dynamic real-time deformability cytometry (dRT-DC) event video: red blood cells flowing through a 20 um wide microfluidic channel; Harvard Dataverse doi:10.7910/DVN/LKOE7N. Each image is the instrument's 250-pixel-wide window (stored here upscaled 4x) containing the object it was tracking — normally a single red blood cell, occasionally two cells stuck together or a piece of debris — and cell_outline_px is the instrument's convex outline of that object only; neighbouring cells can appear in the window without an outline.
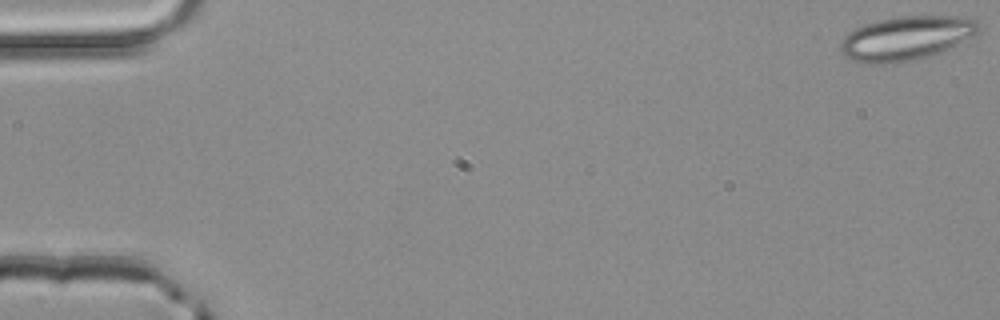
{"species": "common noctule bat (a hibernating species)", "species_latin": "Nyctalus noctula", "temperature_condition": "room temperature", "stored_images_in_passage": 52, "camera_frame_rate_fps": 3000, "um_per_image_px": 0.085, "animal": {"sex": "male", "body_mass_g": 20.4}, "frame": {"image": 1, "passage_image": 1, "time_ms": 0.0, "image_size_px": [1000, 320], "cell_outline_px": [[980, 28], [976, 32], [956, 44], [940, 52], [928, 56], [908, 60], [884, 64], [876, 64], [852, 60], [844, 56], [840, 52], [840, 44], [844, 36], [856, 28], [880, 20], [896, 16], [956, 16], [980, 20]], "centroid_in_image_um": [77.0, 3.23], "position_along_channel_um": 8.0, "area_um2": 34.85}}
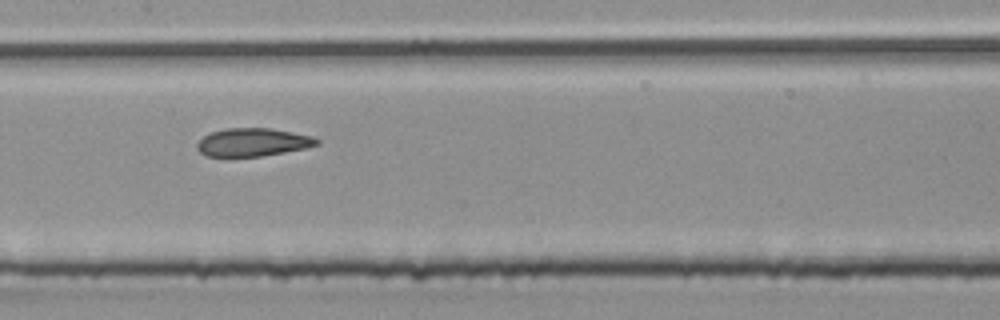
{"frame": {"image": 2, "passage_image": 26, "time_ms": 8.333, "image_size_px": [1000, 320], "cell_outline_px": [[320, 144], [308, 148], [260, 156], [208, 156], [200, 152], [196, 148], [196, 144], [204, 136], [212, 132], [224, 128], [268, 128], [292, 132], [312, 136], [320, 140]], "centroid_in_image_um": [21.51, 12.09], "position_along_channel_um": 185.9, "area_um2": 19.54}}
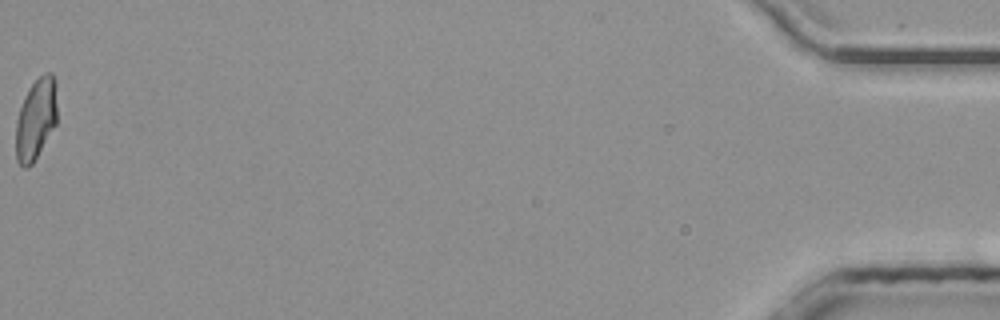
{"frame": {"image": 3, "passage_image": 52, "time_ms": 17.0, "image_size_px": [1000, 320], "cell_outline_px": [[56, 124], [32, 164], [28, 168], [24, 168], [16, 160], [16, 120], [24, 96], [32, 84], [44, 72], [52, 72], [56, 80]], "centroid_in_image_um": [3.05, 10.1], "position_along_channel_um": 432.1, "area_um2": 19.54}, "authors_computed_cell_mechanics": {"area_um2": 20.5768, "velocity_mm_per_s": 4.0738, "shape_relaxation_time_tau1_ms": null, "shape_relaxation_time_tau2_ms": 1.8206, "deformation_change_tau1": null, "deformation_change_tau2": 0.0929}}